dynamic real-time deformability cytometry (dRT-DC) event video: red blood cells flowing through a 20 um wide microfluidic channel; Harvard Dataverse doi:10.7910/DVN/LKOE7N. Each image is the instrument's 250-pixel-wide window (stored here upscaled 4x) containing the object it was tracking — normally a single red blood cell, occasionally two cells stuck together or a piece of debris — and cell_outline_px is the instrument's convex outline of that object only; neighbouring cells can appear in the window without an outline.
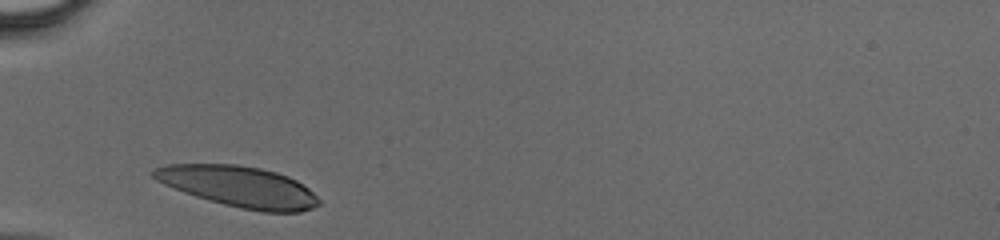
{"species": "human", "species_latin": "Homo sapiens", "temperature_condition": "cold", "stored_images_in_passage": 10, "camera_frame_rate_fps": 3000, "um_per_image_px": 0.085, "donor": {"sex": "male"}, "frame": {"image": 1, "passage_image": 1, "time_ms": 0.0, "image_size_px": [1000, 240], "cell_outline_px": [[320, 204], [312, 208], [300, 212], [264, 212], [240, 208], [224, 204], [196, 196], [184, 192], [164, 184], [156, 180], [148, 172], [152, 168], [168, 164], [236, 164], [260, 168], [276, 172], [288, 176], [296, 180], [308, 188], [320, 200]], "centroid_in_image_um": [20.28, 15.85], "position_along_channel_um": 64.7, "area_um2": 39.36}}
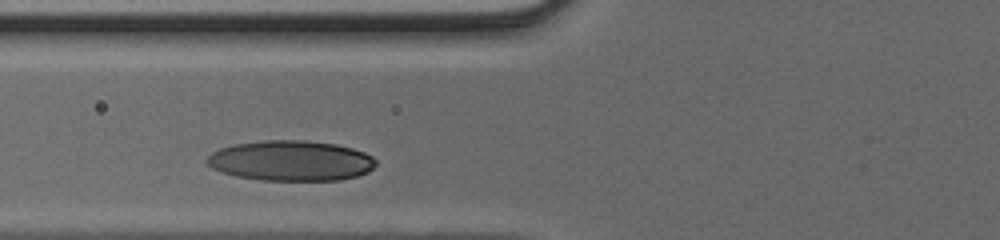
{"frame": {"image": 2, "passage_image": 4, "time_ms": 1.0, "image_size_px": [1000, 240], "cell_outline_px": [[376, 164], [368, 172], [356, 176], [340, 180], [260, 180], [236, 176], [220, 172], [212, 168], [204, 160], [212, 152], [220, 148], [232, 144], [268, 140], [304, 140], [336, 144], [352, 148], [364, 152], [372, 156], [376, 160]], "centroid_in_image_um": [24.7, 13.66], "position_along_channel_um": 101.1, "area_um2": 39.82}}
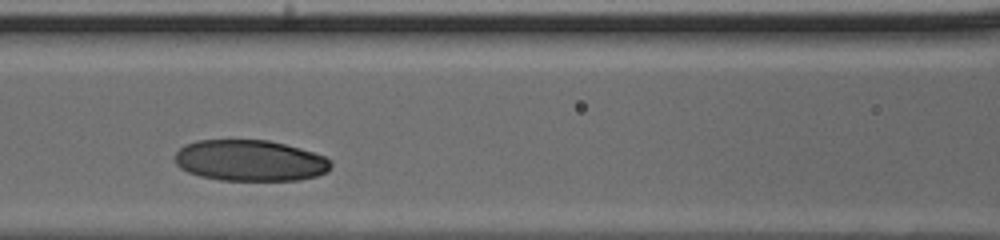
{"frame": {"image": 3, "passage_image": 7, "time_ms": 2.0, "image_size_px": [1000, 240], "cell_outline_px": [[332, 164], [328, 172], [316, 176], [300, 180], [220, 180], [200, 176], [188, 172], [180, 168], [176, 164], [176, 152], [184, 144], [196, 140], [268, 140], [300, 148], [324, 156], [332, 160]], "centroid_in_image_um": [21.26, 13.65], "position_along_channel_um": 145.3, "area_um2": 37.51}}